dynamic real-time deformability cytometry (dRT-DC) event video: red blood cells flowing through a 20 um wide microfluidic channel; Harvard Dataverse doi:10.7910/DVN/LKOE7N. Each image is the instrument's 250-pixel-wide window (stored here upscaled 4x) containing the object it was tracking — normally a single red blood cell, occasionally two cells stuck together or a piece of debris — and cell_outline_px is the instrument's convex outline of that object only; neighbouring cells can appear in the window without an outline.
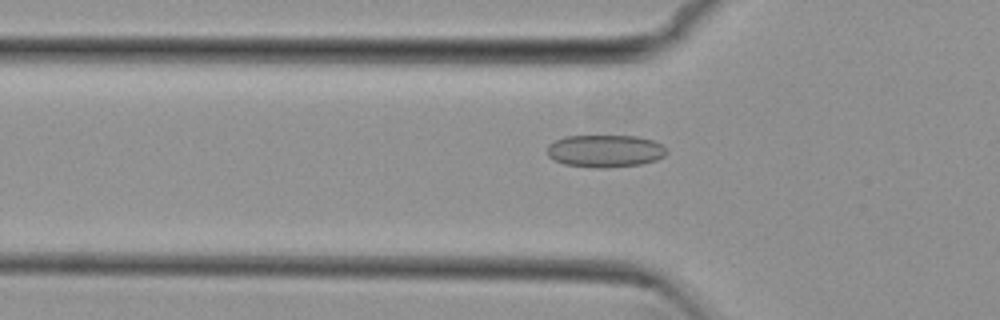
{"species": "common noctule bat (a hibernating species)", "species_latin": "Nyctalus noctula", "temperature_condition": "cold", "stored_images_in_passage": 54, "camera_frame_rate_fps": 3000, "um_per_image_px": 0.085, "animal": {"sex": "female", "body_mass_g": 29.2, "forearm_length_mm": 56.3}, "frame": {"image": 1, "passage_image": 18, "time_ms": 5.667, "image_size_px": [1000, 320], "cell_outline_px": [[668, 152], [664, 156], [656, 160], [640, 164], [608, 168], [596, 168], [564, 164], [552, 160], [548, 156], [548, 144], [564, 136], [636, 136], [652, 140], [668, 148]], "centroid_in_image_um": [51.43, 12.84], "position_along_channel_um": 74.4, "area_um2": 22.72}}
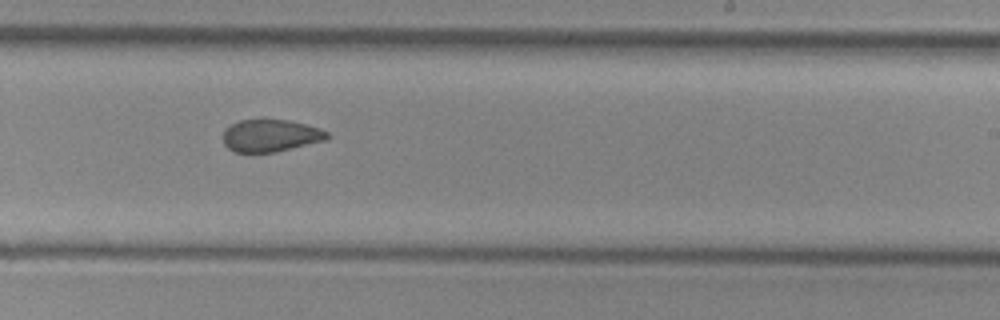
{"frame": {"image": 2, "passage_image": 33, "time_ms": 10.667, "image_size_px": [1000, 320], "cell_outline_px": [[332, 136], [324, 140], [276, 152], [236, 152], [228, 148], [224, 144], [224, 128], [240, 120], [288, 120], [320, 128], [328, 132]], "centroid_in_image_um": [23.0, 11.53], "position_along_channel_um": 266.0, "area_um2": 19.42}}
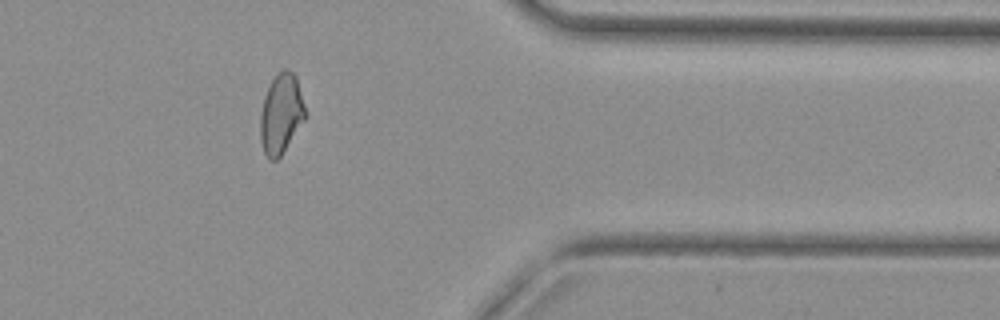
{"frame": {"image": 3, "passage_image": 44, "time_ms": 14.333, "image_size_px": [1000, 320], "cell_outline_px": [[308, 116], [280, 156], [276, 160], [272, 160], [264, 152], [260, 140], [260, 116], [264, 96], [276, 72], [280, 68], [288, 68], [296, 76]], "centroid_in_image_um": [23.91, 9.63], "position_along_channel_um": 387.5, "area_um2": 21.15}, "authors_computed_cell_mechanics": {"area_um2": 21.4438, "velocity_mm_per_s": 3.8314, "shape_relaxation_time_tau1_ms": null, "shape_relaxation_time_tau2_ms": 2.008, "deformation_change_tau1": null, "deformation_change_tau2": 0.0711}}